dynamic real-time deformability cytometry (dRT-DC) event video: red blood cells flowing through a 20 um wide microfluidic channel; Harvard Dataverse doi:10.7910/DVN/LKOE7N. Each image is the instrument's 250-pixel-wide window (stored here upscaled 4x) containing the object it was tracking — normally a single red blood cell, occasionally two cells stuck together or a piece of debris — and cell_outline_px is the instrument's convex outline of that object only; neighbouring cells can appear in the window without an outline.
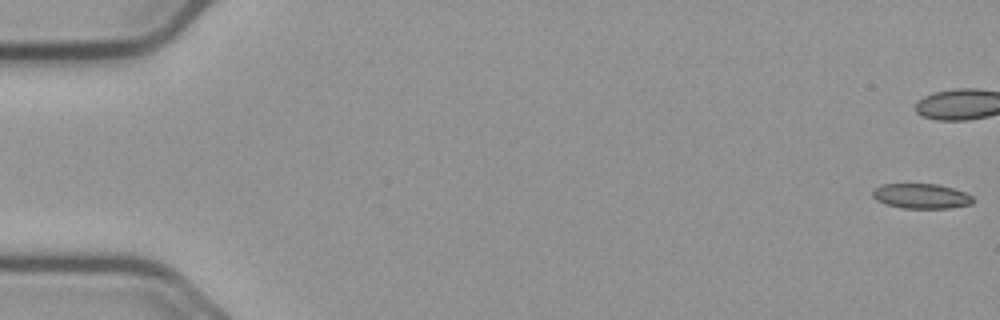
{"species": "common noctule bat (a hibernating species)", "species_latin": "Nyctalus noctula", "temperature_condition": "cold", "stored_images_in_passage": 17, "camera_frame_rate_fps": 3000, "um_per_image_px": 0.085, "animal": {"sex": "male", "body_mass_g": 23.1, "forearm_length_mm": 52.7}, "frame": {"image": 1, "passage_image": 1, "time_ms": 0.0, "image_size_px": [1000, 320], "cell_outline_px": [[976, 200], [972, 204], [948, 208], [900, 208], [876, 200], [872, 196], [872, 192], [880, 184], [936, 184], [952, 188], [964, 192], [972, 196]], "centroid_in_image_um": [78.32, 16.67], "position_along_channel_um": 6.7, "area_um2": 14.57}}